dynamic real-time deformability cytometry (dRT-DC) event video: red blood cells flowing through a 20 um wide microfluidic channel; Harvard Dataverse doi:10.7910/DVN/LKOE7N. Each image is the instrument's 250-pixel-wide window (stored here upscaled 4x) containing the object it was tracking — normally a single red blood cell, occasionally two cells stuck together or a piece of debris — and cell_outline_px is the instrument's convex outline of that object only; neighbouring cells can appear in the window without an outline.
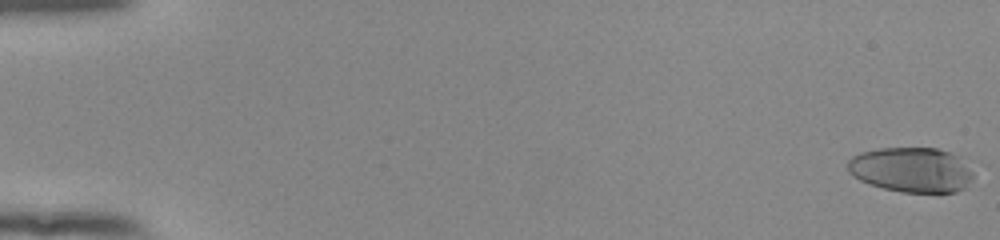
{"species": "human", "species_latin": "Homo sapiens", "temperature_condition": "room temperature", "stored_images_in_passage": 54, "camera_frame_rate_fps": 3000, "um_per_image_px": 0.085, "donor": {"sex": "female"}, "frame": {"image": 1, "passage_image": 1, "time_ms": 0.0, "image_size_px": [1000, 240], "cell_outline_px": [[972, 176], [964, 188], [956, 192], [900, 192], [868, 184], [852, 176], [848, 172], [848, 160], [852, 156], [860, 152], [880, 148], [936, 148], [960, 156], [972, 172]], "centroid_in_image_um": [77.43, 14.43], "position_along_channel_um": 7.6, "area_um2": 32.89}}
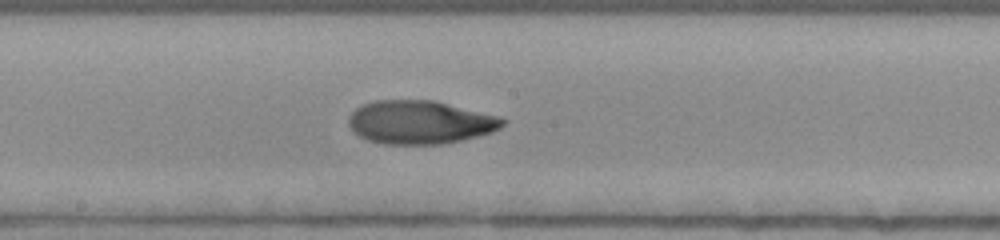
{"frame": {"image": 2, "passage_image": 31, "time_ms": 10.0, "image_size_px": [1000, 240], "cell_outline_px": [[508, 120], [500, 128], [492, 132], [444, 144], [384, 144], [368, 140], [360, 136], [348, 124], [348, 116], [356, 108], [364, 104], [376, 100], [432, 100], [500, 116]], "centroid_in_image_um": [35.72, 10.39], "position_along_channel_um": 212.5, "area_um2": 38.84}}
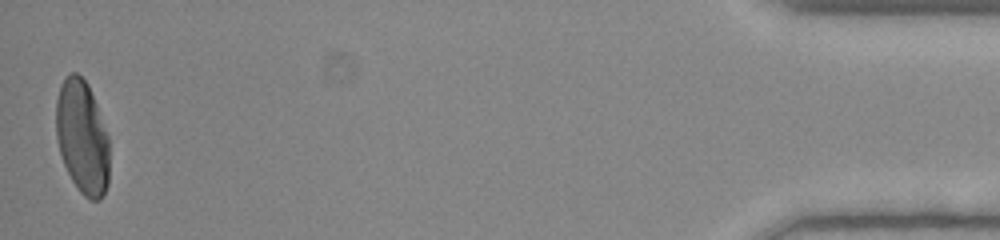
{"frame": {"image": 3, "passage_image": 54, "time_ms": 17.667, "image_size_px": [1000, 240], "cell_outline_px": [[108, 184], [100, 200], [88, 200], [80, 192], [72, 180], [64, 164], [60, 152], [56, 136], [56, 100], [60, 84], [64, 76], [72, 72], [76, 72], [88, 84], [96, 104], [108, 136]], "centroid_in_image_um": [6.97, 11.64], "position_along_channel_um": 428.2, "area_um2": 35.26}, "authors_computed_cell_mechanics": {"area_um2": 37.3966, "velocity_mm_per_s": 3.9115, "shape_relaxation_time_tau1_ms": 6.9567, "shape_relaxation_time_tau2_ms": 3.3551, "deformation_change_tau1": 0.2777, "deformation_change_tau2": 0.0559}}